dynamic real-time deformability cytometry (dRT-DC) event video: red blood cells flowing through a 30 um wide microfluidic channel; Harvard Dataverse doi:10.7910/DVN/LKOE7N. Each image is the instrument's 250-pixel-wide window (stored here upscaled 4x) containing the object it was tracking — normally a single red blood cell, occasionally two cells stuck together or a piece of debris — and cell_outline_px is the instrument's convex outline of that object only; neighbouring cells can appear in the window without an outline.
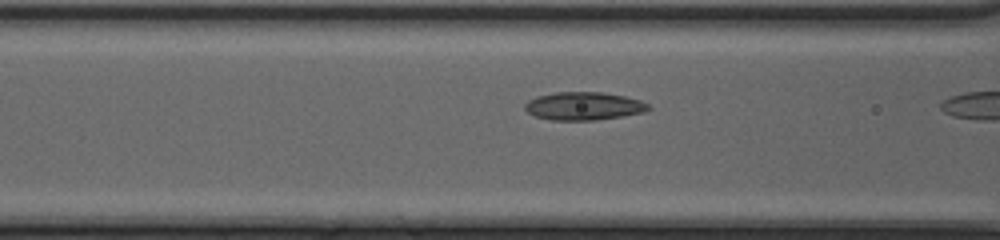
{"species": "common noctule bat (a hibernating species)", "species_latin": "Nyctalus noctula", "temperature_condition": "cold", "stored_images_in_passage": 7, "camera_frame_rate_fps": 3000, "um_per_image_px": 0.085, "animal": {"sex": "female", "body_mass_g": 20.0, "forearm_length_mm": 54.0}, "frame": {"image": 1, "passage_image": 6, "time_ms": 1.667, "image_size_px": [1000, 240], "cell_outline_px": [[652, 108], [644, 112], [624, 116], [596, 120], [552, 120], [536, 116], [528, 112], [524, 108], [524, 104], [528, 100], [536, 96], [556, 92], [600, 92], [624, 96], [640, 100], [648, 104]], "centroid_in_image_um": [49.62, 9.01], "position_along_channel_um": 117.0, "area_um2": 20.23}}